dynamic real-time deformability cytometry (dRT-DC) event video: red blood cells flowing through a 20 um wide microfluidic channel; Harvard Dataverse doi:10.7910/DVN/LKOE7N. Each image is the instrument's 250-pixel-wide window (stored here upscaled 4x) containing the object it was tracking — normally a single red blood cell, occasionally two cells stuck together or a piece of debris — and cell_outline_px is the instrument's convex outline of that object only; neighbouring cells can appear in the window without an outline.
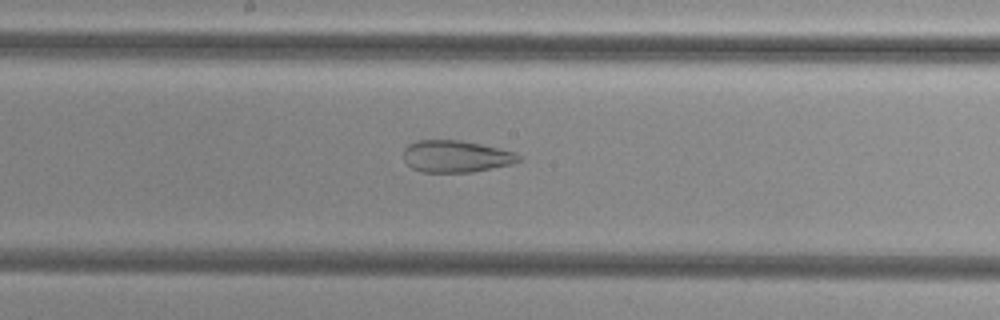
{"species": "common noctule bat (a hibernating species)", "species_latin": "Nyctalus noctula", "temperature_condition": "cold", "stored_images_in_passage": 43, "camera_frame_rate_fps": 3000, "um_per_image_px": 0.085, "animal": {"sex": "female", "body_mass_g": 29.2, "forearm_length_mm": 56.3}, "frame": {"image": 1, "passage_image": 18, "time_ms": 5.667, "image_size_px": [1000, 320], "cell_outline_px": [[524, 160], [512, 164], [472, 172], [420, 172], [412, 168], [404, 160], [404, 148], [408, 144], [416, 140], [460, 140], [480, 144], [516, 152]], "centroid_in_image_um": [38.77, 13.29], "position_along_channel_um": 209.4, "area_um2": 21.56}}
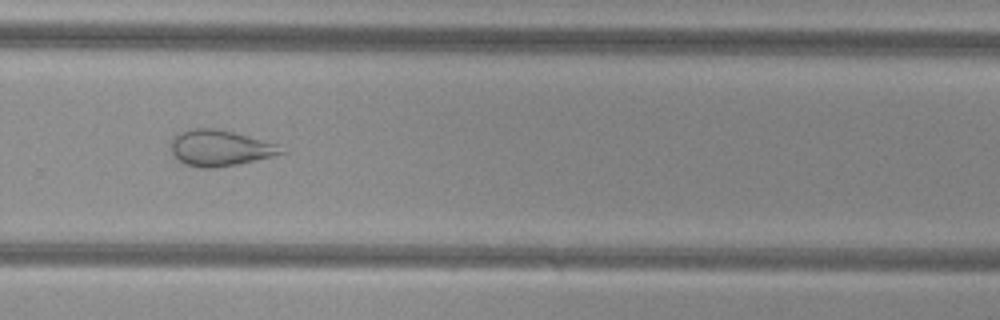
{"frame": {"image": 2, "passage_image": 26, "time_ms": 8.333, "image_size_px": [1000, 320], "cell_outline_px": [[288, 152], [276, 156], [236, 164], [212, 168], [200, 168], [184, 164], [172, 152], [172, 136], [180, 132], [192, 128], [216, 128], [232, 132], [276, 144]], "centroid_in_image_um": [18.7, 12.58], "position_along_channel_um": 311.1, "area_um2": 22.89}}
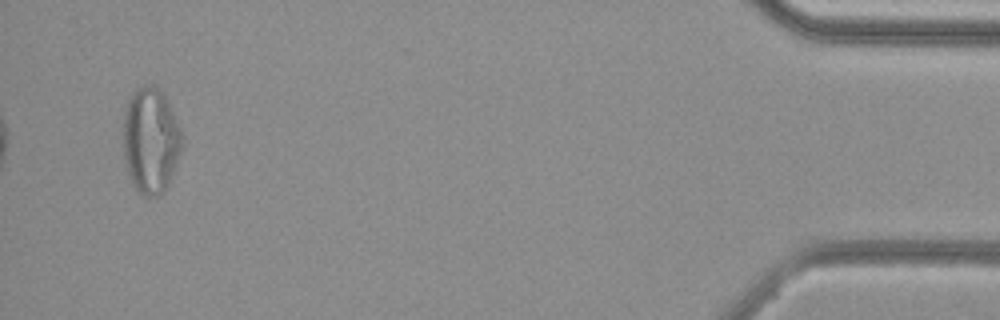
{"frame": {"image": 3, "passage_image": 41, "time_ms": 13.333, "image_size_px": [1000, 320], "cell_outline_px": [[184, 144], [168, 184], [160, 196], [144, 196], [132, 184], [128, 176], [124, 160], [124, 108], [128, 96], [136, 88], [144, 84], [152, 84], [164, 96], [180, 128]], "centroid_in_image_um": [12.79, 11.94], "position_along_channel_um": 422.4, "area_um2": 36.36}, "authors_computed_cell_mechanics": {"area_um2": 29.7092, "velocity_mm_per_s": 3.8261, "shape_relaxation_time_tau1_ms": null, "shape_relaxation_time_tau2_ms": 1.8513, "deformation_change_tau1": null, "deformation_change_tau2": 0.0935}}